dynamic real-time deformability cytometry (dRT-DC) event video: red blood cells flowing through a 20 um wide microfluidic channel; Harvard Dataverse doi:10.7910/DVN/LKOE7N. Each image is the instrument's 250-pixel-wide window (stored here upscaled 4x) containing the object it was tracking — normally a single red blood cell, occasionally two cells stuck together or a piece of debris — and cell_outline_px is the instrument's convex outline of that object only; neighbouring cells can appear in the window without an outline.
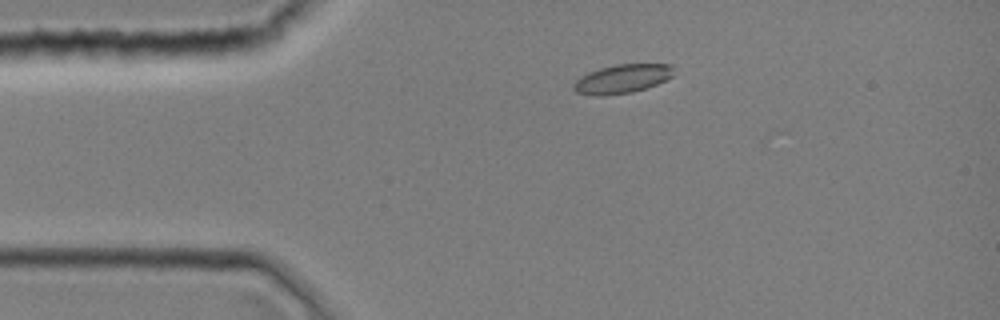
{"species": "common noctule bat (a hibernating species)", "species_latin": "Nyctalus noctula", "temperature_condition": "room temperature", "stored_images_in_passage": 4, "camera_frame_rate_fps": 3000, "um_per_image_px": 0.085, "animal": {"sex": "female", "body_mass_g": 19.0, "forearm_length_mm": 51.5}, "frame": {"image": 1, "passage_image": 1, "time_ms": 0.0, "image_size_px": [1000, 320], "cell_outline_px": [[672, 76], [656, 84], [632, 92], [604, 96], [592, 96], [576, 92], [572, 88], [572, 84], [580, 76], [588, 72], [600, 68], [616, 64], [672, 64]], "centroid_in_image_um": [52.81, 6.71], "position_along_channel_um": 32.2, "area_um2": 16.82}}